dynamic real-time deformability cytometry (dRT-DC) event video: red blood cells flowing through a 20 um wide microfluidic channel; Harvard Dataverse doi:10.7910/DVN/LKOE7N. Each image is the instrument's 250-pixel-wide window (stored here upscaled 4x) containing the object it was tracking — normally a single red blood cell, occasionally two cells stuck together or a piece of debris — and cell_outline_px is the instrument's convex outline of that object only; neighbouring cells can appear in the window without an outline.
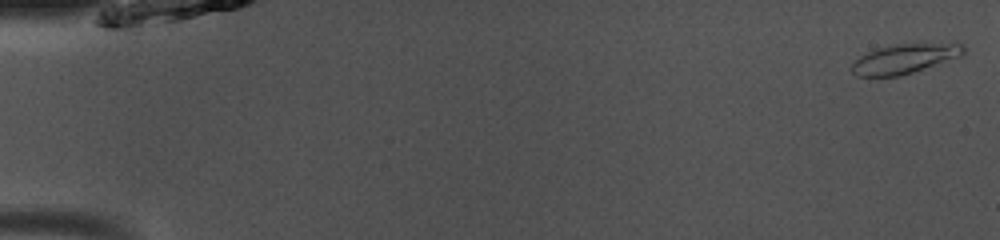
{"species": "common noctule bat (a hibernating species)", "species_latin": "Nyctalus noctula", "temperature_condition": "room temperature", "stored_images_in_passage": 49, "camera_frame_rate_fps": 3000, "um_per_image_px": 0.085, "animal": {"sex": "male", "body_mass_g": 13.0, "forearm_length_mm": 53.1}, "frame": {"image": 1, "passage_image": 1, "time_ms": 0.0, "image_size_px": [1000, 240], "cell_outline_px": [[964, 56], [912, 72], [896, 76], [856, 76], [852, 72], [852, 64], [860, 56], [876, 48], [892, 44], [956, 40], [964, 44]], "centroid_in_image_um": [77.03, 4.92], "position_along_channel_um": 8.0, "area_um2": 20.06}}
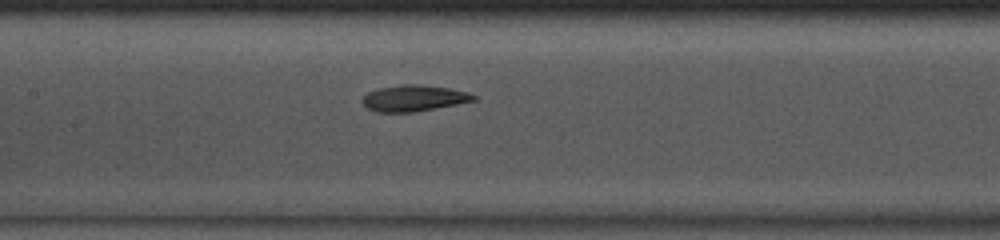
{"frame": {"image": 2, "passage_image": 24, "time_ms": 7.667, "image_size_px": [1000, 240], "cell_outline_px": [[476, 100], [456, 104], [412, 112], [376, 112], [368, 108], [364, 104], [364, 96], [368, 92], [380, 88], [404, 84], [416, 84], [448, 88], [468, 92], [476, 96]], "centroid_in_image_um": [35.18, 8.34], "position_along_channel_um": 172.2, "area_um2": 16.59}}
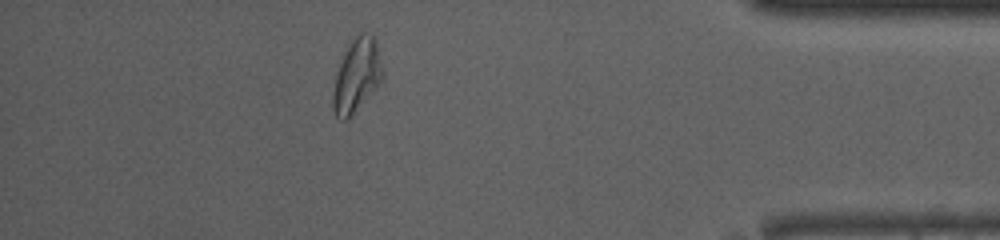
{"frame": {"image": 3, "passage_image": 44, "time_ms": 14.333, "image_size_px": [1000, 240], "cell_outline_px": [[384, 76], [352, 116], [344, 120], [340, 120], [336, 116], [332, 108], [332, 96], [336, 76], [348, 40], [360, 32], [364, 32], [372, 36], [376, 40], [384, 72]], "centroid_in_image_um": [30.31, 6.38], "position_along_channel_um": 404.9, "area_um2": 21.27}, "authors_computed_cell_mechanics": {"area_um2": 17.5712, "velocity_mm_per_s": 4.0462, "shape_relaxation_time_tau1_ms": 3.8764, "shape_relaxation_time_tau2_ms": 3.1061, "deformation_change_tau1": 0.1441, "deformation_change_tau2": 0.1025}}